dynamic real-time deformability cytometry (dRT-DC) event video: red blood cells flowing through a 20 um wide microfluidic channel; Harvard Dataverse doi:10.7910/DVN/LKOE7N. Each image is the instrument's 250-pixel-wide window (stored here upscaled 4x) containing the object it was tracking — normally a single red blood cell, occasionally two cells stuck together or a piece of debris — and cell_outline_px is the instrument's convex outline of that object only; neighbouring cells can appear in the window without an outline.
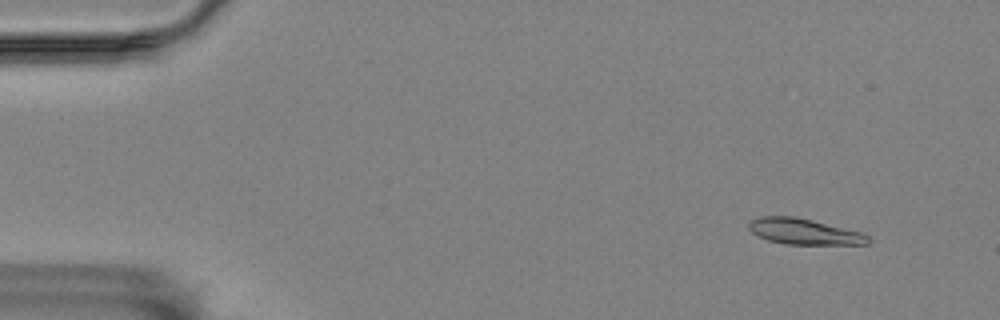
{"species": "Egyptian fruit bat (a non-hibernating species)", "species_latin": "Rousettus aegyptiacus", "temperature_condition": "room temperature", "stored_images_in_passage": 56, "camera_frame_rate_fps": 3000, "um_per_image_px": 0.085, "animal": {"sex": "female"}, "frame": {"image": 1, "passage_image": 4, "time_ms": 1.0, "image_size_px": [1000, 320], "cell_outline_px": [[872, 240], [868, 244], [784, 244], [768, 240], [752, 232], [748, 228], [748, 224], [752, 220], [760, 216], [792, 216], [812, 220], [860, 232], [868, 236]], "centroid_in_image_um": [68.34, 19.68], "position_along_channel_um": 16.7, "area_um2": 17.74}}
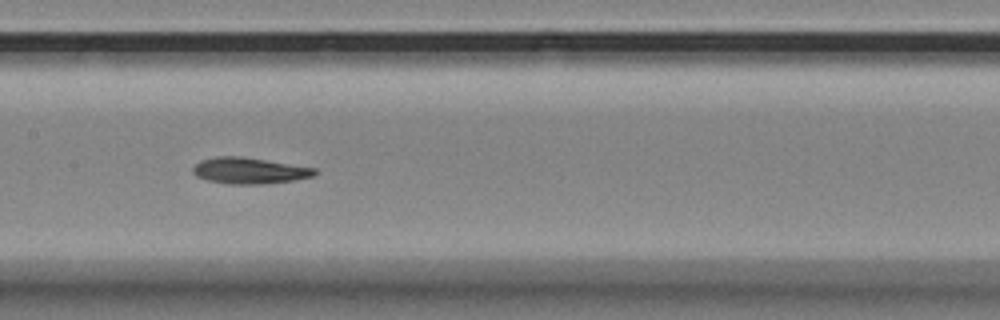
{"frame": {"image": 2, "passage_image": 27, "time_ms": 8.667, "image_size_px": [1000, 320], "cell_outline_px": [[316, 172], [312, 176], [296, 180], [264, 184], [232, 184], [208, 180], [196, 176], [192, 172], [192, 168], [200, 160], [216, 156], [240, 156], [316, 168]], "centroid_in_image_um": [21.17, 14.5], "position_along_channel_um": 186.2, "area_um2": 18.5}}
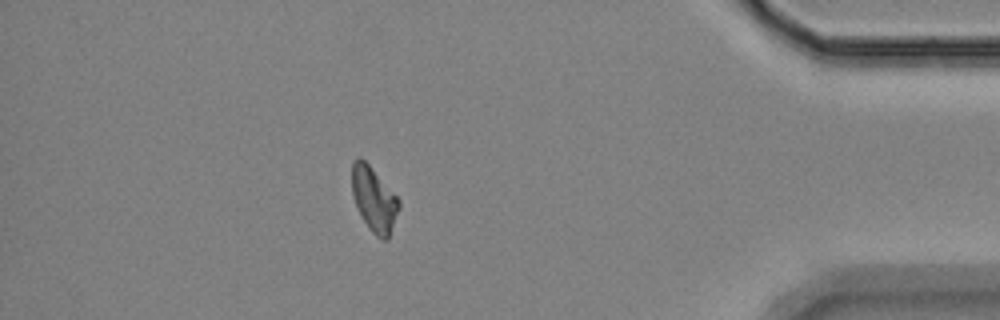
{"frame": {"image": 3, "passage_image": 49, "time_ms": 16.0, "image_size_px": [1000, 320], "cell_outline_px": [[400, 208], [388, 240], [380, 240], [368, 228], [356, 208], [352, 192], [352, 160], [360, 156], [368, 164], [400, 200]], "centroid_in_image_um": [31.78, 16.97], "position_along_channel_um": 403.4, "area_um2": 17.8}, "authors_computed_cell_mechanics": {"area_um2": 18.3226, "velocity_mm_per_s": 3.5145, "shape_relaxation_time_tau1_ms": 3.563, "shape_relaxation_time_tau2_ms": 6.295, "deformation_change_tau1": 0.105, "deformation_change_tau2": 0.1037}}